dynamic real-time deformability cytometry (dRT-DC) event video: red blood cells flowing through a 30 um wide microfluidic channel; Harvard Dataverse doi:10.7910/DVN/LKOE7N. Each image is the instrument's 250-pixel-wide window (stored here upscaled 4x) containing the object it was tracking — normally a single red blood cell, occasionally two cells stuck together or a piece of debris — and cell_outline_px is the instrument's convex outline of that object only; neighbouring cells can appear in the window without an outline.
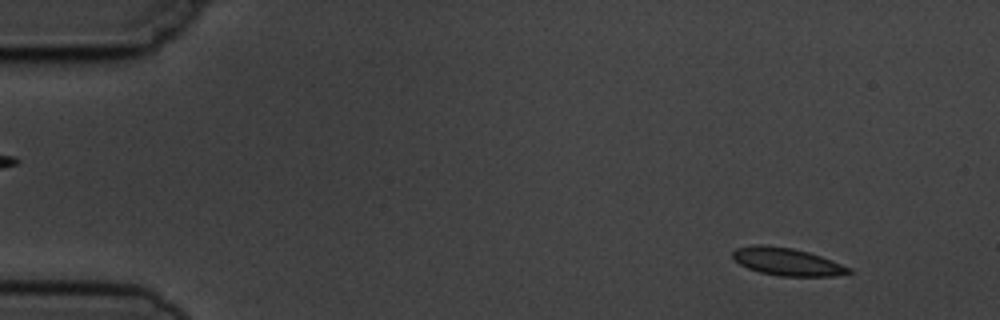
{"species": "common noctule bat (a hibernating species)", "species_latin": "Nyctalus noctula", "temperature_condition": "cold", "stored_images_in_passage": 4, "camera_frame_rate_fps": 3000, "um_per_image_px": 0.085, "animal": {"sex": "male", "body_mass_g": 19.5, "forearm_length_mm": 54.6}, "frame": {"image": 1, "passage_image": 1, "time_ms": 0.0, "image_size_px": [1000, 320], "cell_outline_px": [[856, 272], [832, 276], [780, 276], [760, 272], [748, 268], [740, 264], [732, 256], [732, 252], [736, 248], [756, 244], [764, 244], [792, 248], [808, 252], [832, 260], [852, 268]], "centroid_in_image_um": [66.93, 22.24], "position_along_channel_um": 18.1, "area_um2": 18.73}}